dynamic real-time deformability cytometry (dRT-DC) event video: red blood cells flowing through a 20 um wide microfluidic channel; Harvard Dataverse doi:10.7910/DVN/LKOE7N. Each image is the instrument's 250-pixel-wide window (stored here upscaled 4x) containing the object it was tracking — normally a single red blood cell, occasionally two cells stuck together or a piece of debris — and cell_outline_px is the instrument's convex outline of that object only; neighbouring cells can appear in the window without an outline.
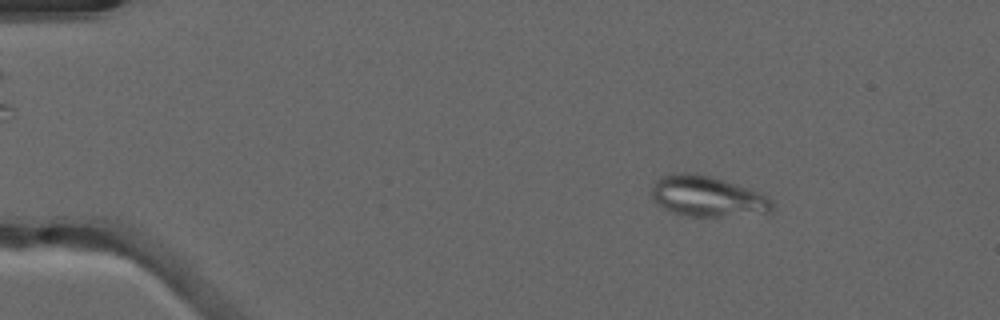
{"species": "common noctule bat (a hibernating species)", "species_latin": "Nyctalus noctula", "temperature_condition": "warm", "stored_images_in_passage": 50, "camera_frame_rate_fps": 3000, "um_per_image_px": 0.085, "animal": {"sex": "male", "forearm_length_mm": 52.5}, "frame": {"image": 1, "passage_image": 7, "time_ms": 2.0, "image_size_px": [1000, 320], "cell_outline_px": [[776, 208], [772, 212], [720, 216], [688, 216], [672, 212], [664, 208], [652, 196], [652, 184], [660, 176], [680, 172], [688, 172], [712, 176], [724, 180], [756, 192], [772, 200], [776, 204]], "centroid_in_image_um": [60.12, 16.68], "position_along_channel_um": 24.9, "area_um2": 28.21}}
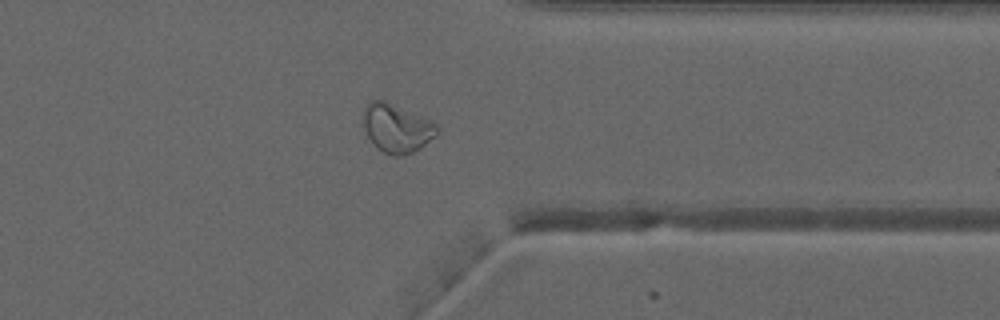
{"frame": {"image": 2, "passage_image": 40, "time_ms": 13.0, "image_size_px": [1000, 320], "cell_outline_px": [[440, 132], [420, 148], [412, 152], [400, 156], [392, 156], [376, 148], [368, 136], [364, 128], [364, 108], [372, 100], [384, 100], [432, 120], [440, 128]], "centroid_in_image_um": [33.75, 10.9], "position_along_channel_um": 377.7, "area_um2": 20.87}}
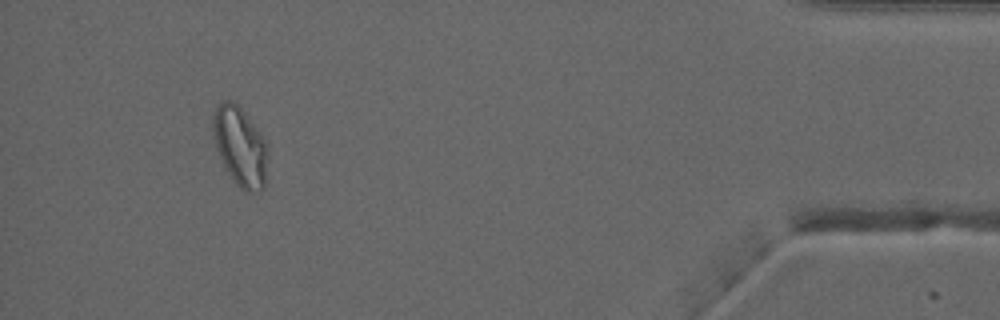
{"frame": {"image": 3, "passage_image": 47, "time_ms": 15.333, "image_size_px": [1000, 320], "cell_outline_px": [[268, 156], [264, 188], [252, 192], [248, 192], [240, 188], [236, 184], [224, 168], [216, 148], [212, 128], [212, 116], [216, 108], [224, 100], [232, 100], [244, 112], [268, 140]], "centroid_in_image_um": [20.43, 12.45], "position_along_channel_um": 414.8, "area_um2": 25.66}, "authors_computed_cell_mechanics": {"area_um2": 23.698, "velocity_mm_per_s": 4.0351, "shape_relaxation_time_tau1_ms": null, "shape_relaxation_time_tau2_ms": 1.2503, "deformation_change_tau1": null, "deformation_change_tau2": 0.0596}}